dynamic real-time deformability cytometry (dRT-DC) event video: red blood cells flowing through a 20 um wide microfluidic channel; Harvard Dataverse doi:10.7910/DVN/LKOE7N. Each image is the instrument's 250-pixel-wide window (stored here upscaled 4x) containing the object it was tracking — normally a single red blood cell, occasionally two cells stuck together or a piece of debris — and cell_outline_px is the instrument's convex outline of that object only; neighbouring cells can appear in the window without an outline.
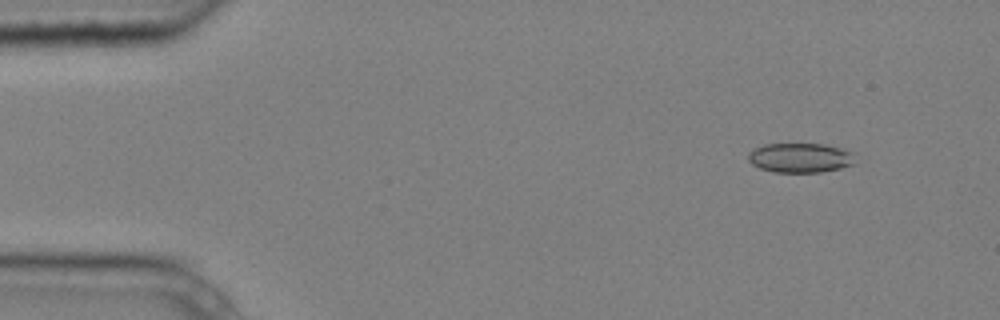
{"species": "common noctule bat (a hibernating species)", "species_latin": "Nyctalus noctula", "temperature_condition": "cold", "stored_images_in_passage": 4, "camera_frame_rate_fps": 3000, "um_per_image_px": 0.085, "animal": {"sex": "male", "body_mass_g": 20.4}, "frame": {"image": 1, "passage_image": 4, "time_ms": 1.0, "image_size_px": [1000, 320], "cell_outline_px": [[852, 164], [840, 168], [820, 172], [772, 172], [760, 168], [752, 164], [748, 160], [748, 152], [764, 144], [824, 144], [840, 148], [852, 152]], "centroid_in_image_um": [67.96, 13.41], "position_along_channel_um": 17.0, "area_um2": 18.21}}